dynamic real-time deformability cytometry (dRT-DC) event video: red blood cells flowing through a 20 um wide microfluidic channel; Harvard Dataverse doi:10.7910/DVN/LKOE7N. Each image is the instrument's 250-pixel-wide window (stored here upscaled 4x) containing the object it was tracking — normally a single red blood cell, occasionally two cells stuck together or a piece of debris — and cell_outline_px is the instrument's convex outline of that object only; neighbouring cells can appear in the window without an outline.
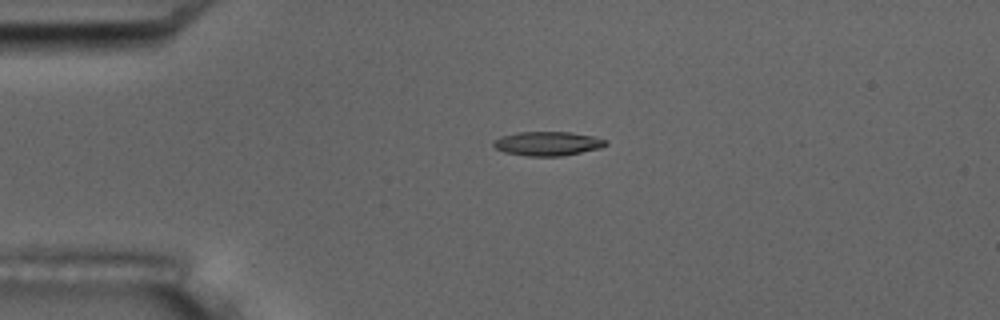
{"species": "common noctule bat (a hibernating species)", "species_latin": "Nyctalus noctula", "temperature_condition": "room temperature", "stored_images_in_passage": 4, "camera_frame_rate_fps": 3000, "um_per_image_px": 0.085, "animal": {"sex": "male", "body_mass_g": 17.5, "forearm_length_mm": 52.3}, "frame": {"image": 1, "passage_image": 3, "time_ms": 0.667, "image_size_px": [1000, 320], "cell_outline_px": [[608, 144], [600, 148], [560, 156], [528, 156], [504, 152], [496, 148], [492, 144], [500, 136], [520, 132], [572, 132], [592, 136], [608, 140]], "centroid_in_image_um": [46.56, 12.2], "position_along_channel_um": 38.4, "area_um2": 15.66}}